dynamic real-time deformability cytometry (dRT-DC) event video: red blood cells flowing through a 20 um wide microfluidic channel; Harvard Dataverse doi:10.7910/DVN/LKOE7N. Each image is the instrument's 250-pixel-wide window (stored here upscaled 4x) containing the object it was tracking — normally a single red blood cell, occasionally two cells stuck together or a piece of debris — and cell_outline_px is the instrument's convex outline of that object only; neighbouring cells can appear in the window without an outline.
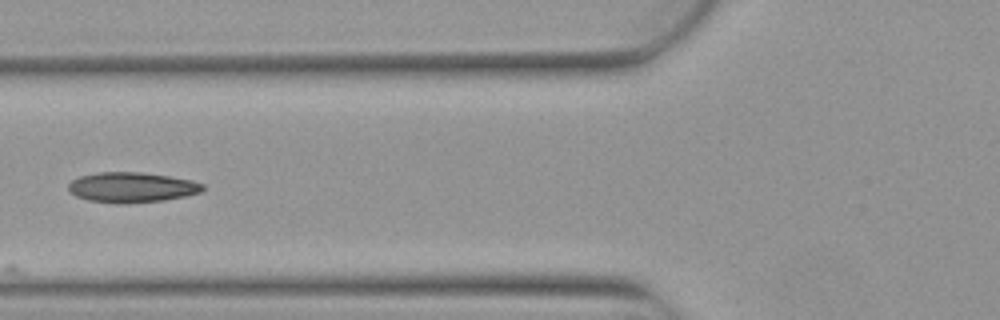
{"species": "Egyptian fruit bat (a non-hibernating species)", "species_latin": "Rousettus aegyptiacus", "temperature_condition": "warm", "stored_images_in_passage": 5, "camera_frame_rate_fps": 3000, "um_per_image_px": 0.085, "animal": {"sex": "female"}, "frame": {"image": 1, "passage_image": 3, "time_ms": 0.667, "image_size_px": [1000, 320], "cell_outline_px": [[204, 188], [200, 192], [184, 196], [164, 200], [124, 204], [116, 204], [88, 200], [76, 196], [68, 188], [68, 184], [72, 180], [80, 176], [100, 172], [140, 172], [168, 176], [192, 180], [204, 184]], "centroid_in_image_um": [11.19, 15.93], "position_along_channel_um": 114.6, "area_um2": 23.58}}